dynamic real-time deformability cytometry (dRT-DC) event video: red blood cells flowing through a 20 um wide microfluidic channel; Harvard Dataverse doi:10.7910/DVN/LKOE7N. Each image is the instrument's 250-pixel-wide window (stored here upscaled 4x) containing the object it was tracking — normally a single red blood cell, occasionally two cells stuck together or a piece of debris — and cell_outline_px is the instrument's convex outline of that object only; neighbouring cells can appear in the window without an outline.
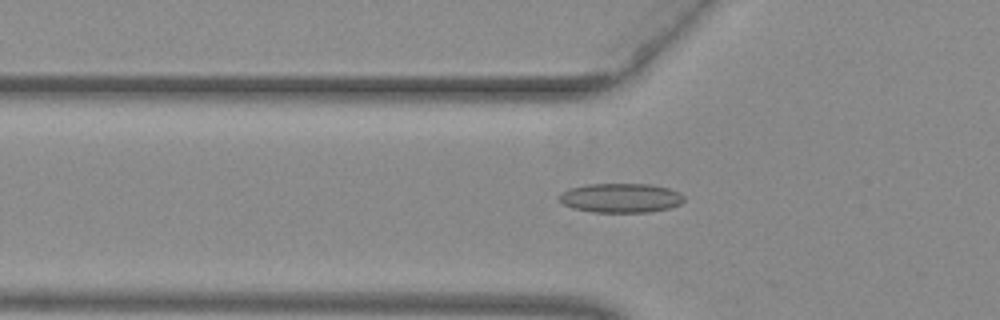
{"species": "common noctule bat (a hibernating species)", "species_latin": "Nyctalus noctula", "temperature_condition": "warm", "stored_images_in_passage": 37, "camera_frame_rate_fps": 3000, "um_per_image_px": 0.085, "animal": {"sex": "female", "body_mass_g": 29.2, "forearm_length_mm": 56.3}, "frame": {"image": 1, "passage_image": 11, "time_ms": 3.333, "image_size_px": [1000, 320], "cell_outline_px": [[684, 200], [680, 204], [668, 208], [648, 212], [592, 212], [572, 208], [564, 204], [556, 196], [560, 192], [568, 188], [588, 184], [648, 184], [668, 188], [680, 192], [684, 196]], "centroid_in_image_um": [52.72, 16.82], "position_along_channel_um": 73.1, "area_um2": 21.44}}
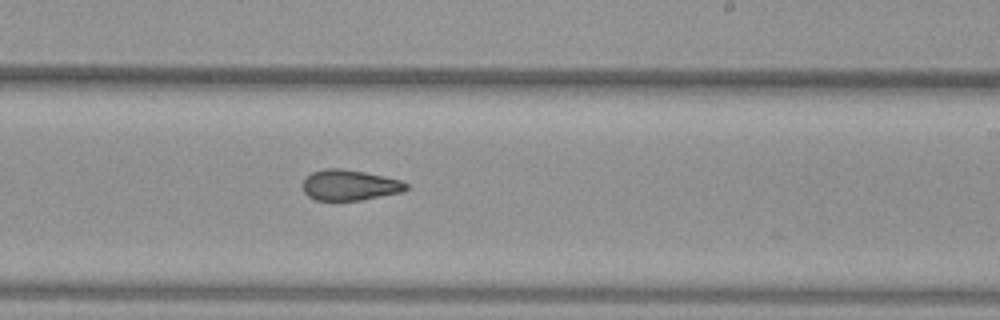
{"frame": {"image": 2, "passage_image": 25, "time_ms": 8.0, "image_size_px": [1000, 320], "cell_outline_px": [[408, 188], [404, 192], [360, 200], [316, 200], [308, 196], [304, 192], [304, 180], [312, 172], [324, 168], [340, 168], [364, 172], [384, 176], [400, 180], [408, 184]], "centroid_in_image_um": [29.75, 15.73], "position_along_channel_um": 259.3, "area_um2": 18.38}}
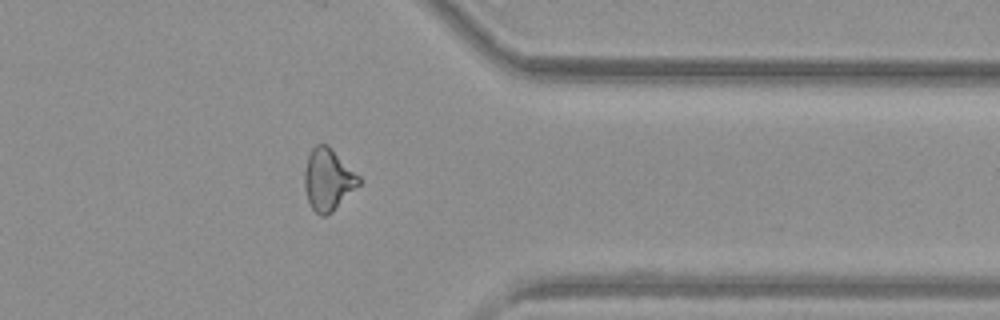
{"frame": {"image": 3, "passage_image": 35, "time_ms": 11.333, "image_size_px": [1000, 320], "cell_outline_px": [[360, 184], [332, 212], [324, 216], [320, 216], [312, 208], [308, 200], [304, 188], [304, 168], [308, 156], [312, 148], [316, 144], [328, 144], [360, 176]], "centroid_in_image_um": [27.88, 15.25], "position_along_channel_um": 383.5, "area_um2": 19.65}, "authors_computed_cell_mechanics": {"area_um2": 19.1318, "velocity_mm_per_s": 3.9869, "shape_relaxation_time_tau1_ms": null, "shape_relaxation_time_tau2_ms": 2.6462, "deformation_change_tau1": null, "deformation_change_tau2": 0.0866}}